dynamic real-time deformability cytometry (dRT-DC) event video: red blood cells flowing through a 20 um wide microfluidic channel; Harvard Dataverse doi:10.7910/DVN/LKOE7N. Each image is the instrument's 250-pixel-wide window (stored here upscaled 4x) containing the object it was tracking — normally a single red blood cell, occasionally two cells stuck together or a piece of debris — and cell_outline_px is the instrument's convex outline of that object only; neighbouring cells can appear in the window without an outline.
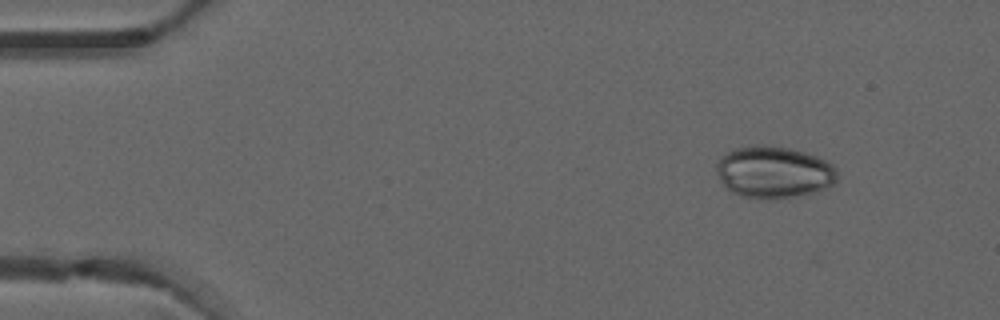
{"species": "common noctule bat (a hibernating species)", "species_latin": "Nyctalus noctula", "temperature_condition": "warm", "stored_images_in_passage": 4, "camera_frame_rate_fps": 3000, "um_per_image_px": 0.085, "animal": {"sex": "male", "forearm_length_mm": 52.5}, "frame": {"image": 1, "passage_image": 1, "time_ms": 0.0, "image_size_px": [1000, 320], "cell_outline_px": [[836, 180], [828, 188], [804, 196], [764, 200], [740, 196], [732, 192], [720, 180], [716, 172], [716, 164], [728, 152], [736, 148], [756, 144], [760, 144], [788, 148], [804, 152], [828, 160], [836, 168]], "centroid_in_image_um": [65.8, 14.65], "position_along_channel_um": 19.2, "area_um2": 36.88}}